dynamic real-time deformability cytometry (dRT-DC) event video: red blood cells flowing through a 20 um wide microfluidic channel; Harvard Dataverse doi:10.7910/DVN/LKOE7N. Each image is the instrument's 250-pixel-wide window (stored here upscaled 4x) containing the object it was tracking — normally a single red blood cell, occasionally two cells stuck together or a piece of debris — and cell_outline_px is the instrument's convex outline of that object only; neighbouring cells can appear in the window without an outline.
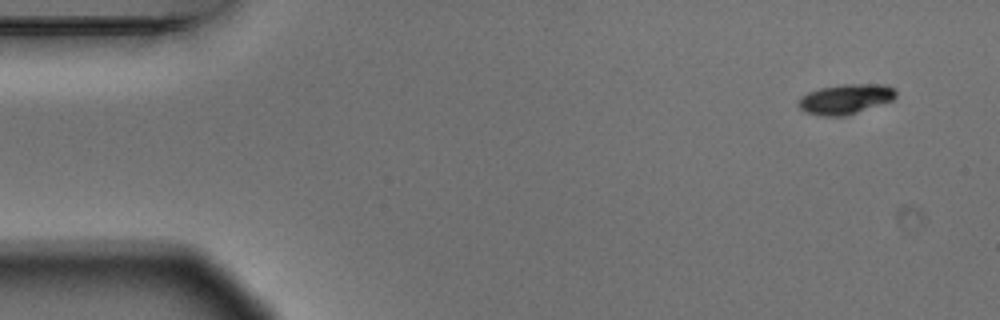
{"species": "Egyptian fruit bat (a non-hibernating species)", "species_latin": "Rousettus aegyptiacus", "temperature_condition": "warm", "stored_images_in_passage": 4, "camera_frame_rate_fps": 3000, "um_per_image_px": 0.085, "animal": {"sex": "male"}, "frame": {"image": 1, "passage_image": 1, "time_ms": 0.0, "image_size_px": [1000, 320], "cell_outline_px": [[896, 96], [892, 100], [844, 116], [824, 116], [804, 112], [800, 108], [800, 100], [808, 92], [820, 88], [844, 84], [888, 84], [896, 88]], "centroid_in_image_um": [71.92, 8.4], "position_along_channel_um": 13.1, "area_um2": 16.76}}
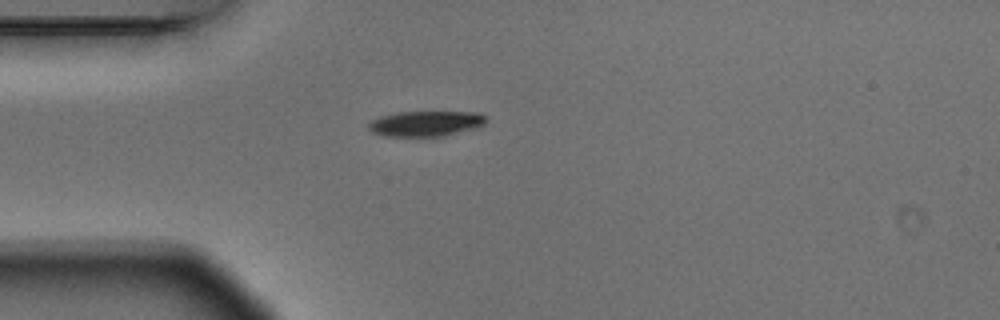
{"frame": {"image": 2, "passage_image": 4, "time_ms": 1.0, "image_size_px": [1000, 320], "cell_outline_px": [[488, 116], [484, 124], [472, 128], [444, 136], [384, 136], [372, 132], [368, 128], [368, 124], [372, 120], [380, 116], [396, 112], [480, 112]], "centroid_in_image_um": [36.18, 10.49], "position_along_channel_um": 48.8, "area_um2": 17.34}}